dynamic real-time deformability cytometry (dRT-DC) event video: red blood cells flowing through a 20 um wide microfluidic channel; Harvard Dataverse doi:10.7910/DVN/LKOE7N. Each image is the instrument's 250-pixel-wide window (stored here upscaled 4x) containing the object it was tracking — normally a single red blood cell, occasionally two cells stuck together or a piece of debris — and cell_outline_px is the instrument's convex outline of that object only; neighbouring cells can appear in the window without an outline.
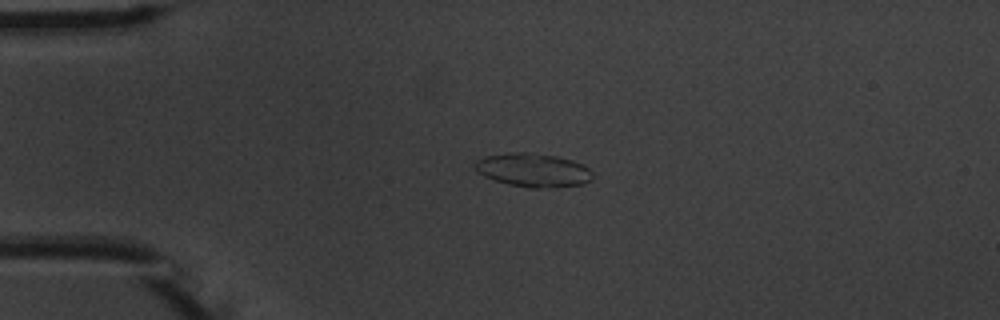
{"species": "common noctule bat (a hibernating species)", "species_latin": "Nyctalus noctula", "temperature_condition": "warm", "stored_images_in_passage": 7, "camera_frame_rate_fps": 3000, "um_per_image_px": 0.085, "animal": {"sex": "male", "body_mass_g": 20.1, "forearm_length_mm": 53.5}, "frame": {"image": 1, "passage_image": 3, "time_ms": 2.333, "image_size_px": [1000, 320], "cell_outline_px": [[592, 180], [584, 184], [556, 188], [528, 188], [508, 184], [484, 176], [476, 172], [476, 160], [488, 156], [512, 152], [524, 152], [556, 156], [572, 160], [584, 164], [592, 172]], "centroid_in_image_um": [45.37, 14.48], "position_along_channel_um": 39.6, "area_um2": 23.12}}
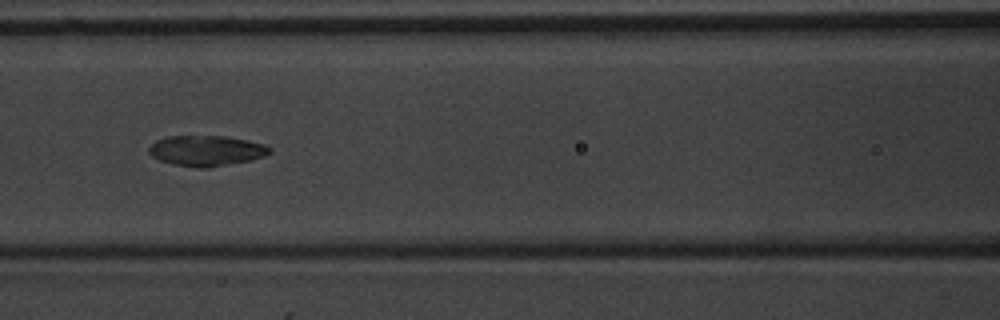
{"frame": {"image": 2, "passage_image": 6, "time_ms": 6.0, "image_size_px": [1000, 320], "cell_outline_px": [[272, 152], [264, 156], [252, 160], [208, 168], [200, 168], [172, 164], [160, 160], [152, 156], [148, 152], [148, 148], [156, 140], [168, 136], [228, 136], [248, 140], [264, 144], [272, 148]], "centroid_in_image_um": [17.56, 12.81], "position_along_channel_um": 149.0, "area_um2": 21.62}}
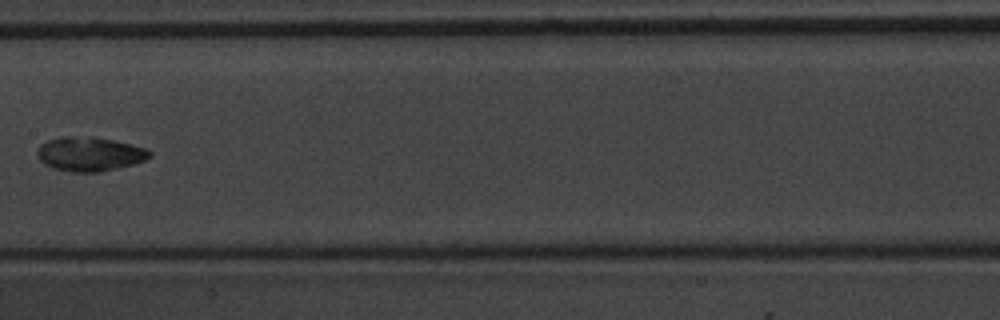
{"frame": {"image": 3, "passage_image": 7, "time_ms": 7.333, "image_size_px": [1000, 320], "cell_outline_px": [[152, 156], [144, 160], [132, 164], [100, 172], [72, 172], [52, 168], [44, 164], [36, 156], [36, 152], [40, 144], [48, 140], [60, 136], [96, 136], [144, 148], [152, 152]], "centroid_in_image_um": [7.56, 13.08], "position_along_channel_um": 199.8, "area_um2": 22.48}}